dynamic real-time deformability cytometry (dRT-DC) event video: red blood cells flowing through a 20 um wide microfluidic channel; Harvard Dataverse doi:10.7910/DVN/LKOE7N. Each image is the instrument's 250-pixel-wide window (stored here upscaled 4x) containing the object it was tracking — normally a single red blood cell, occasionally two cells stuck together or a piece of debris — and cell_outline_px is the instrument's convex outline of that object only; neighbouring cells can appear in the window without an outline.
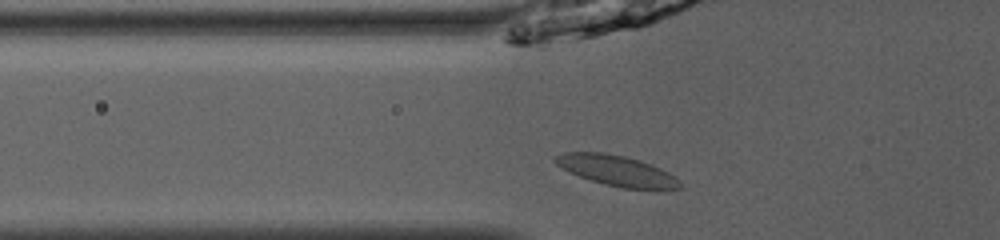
{"species": "common noctule bat (a hibernating species)", "species_latin": "Nyctalus noctula", "temperature_condition": "room temperature", "stored_images_in_passage": 34, "camera_frame_rate_fps": 3000, "um_per_image_px": 0.085, "animal": {"sex": "male", "body_mass_g": 13.0, "forearm_length_mm": 53.1}, "frame": {"image": 1, "passage_image": 2, "time_ms": 0.333, "image_size_px": [1000, 240], "cell_outline_px": [[680, 188], [656, 192], [624, 188], [604, 184], [580, 176], [556, 164], [552, 160], [552, 156], [564, 152], [604, 152], [624, 156], [640, 160], [660, 168], [668, 172], [680, 180]], "centroid_in_image_um": [52.49, 14.53], "position_along_channel_um": 73.3, "area_um2": 22.54}}
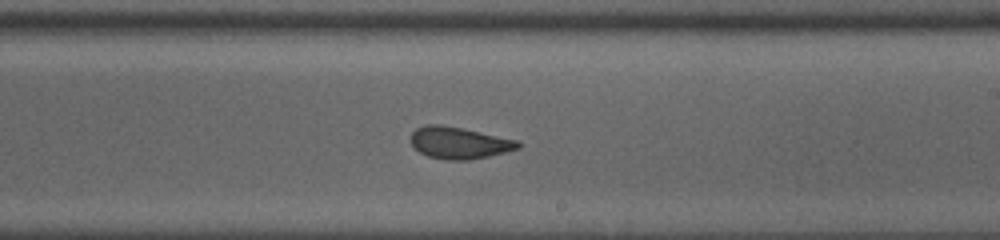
{"frame": {"image": 2, "passage_image": 15, "time_ms": 4.667, "image_size_px": [1000, 240], "cell_outline_px": [[520, 148], [488, 156], [468, 160], [448, 160], [428, 156], [420, 152], [412, 144], [412, 132], [416, 128], [428, 124], [440, 124], [520, 140]], "centroid_in_image_um": [39.05, 12.14], "position_along_channel_um": 250.0, "area_um2": 19.65}}
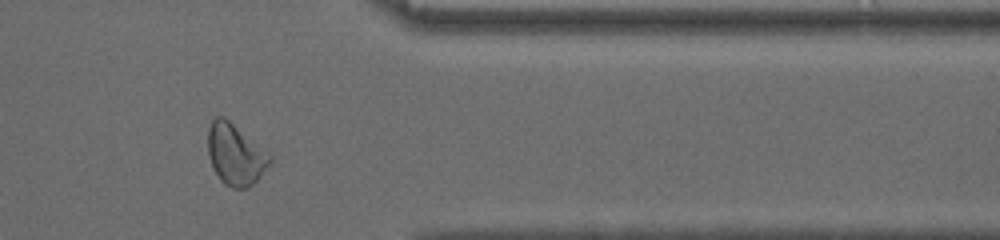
{"frame": {"image": 3, "passage_image": 26, "time_ms": 8.333, "image_size_px": [1000, 240], "cell_outline_px": [[272, 160], [256, 180], [248, 188], [232, 188], [224, 184], [220, 180], [212, 168], [208, 156], [208, 128], [212, 120], [216, 116], [224, 116], [272, 156]], "centroid_in_image_um": [19.97, 13.13], "position_along_channel_um": 391.4, "area_um2": 21.91}, "authors_computed_cell_mechanics": {"area_um2": 20.3167, "velocity_mm_per_s": 4.0605, "shape_relaxation_time_tau1_ms": 5.3101, "shape_relaxation_time_tau2_ms": null, "deformation_change_tau1": 0.146, "deformation_change_tau2": null}}